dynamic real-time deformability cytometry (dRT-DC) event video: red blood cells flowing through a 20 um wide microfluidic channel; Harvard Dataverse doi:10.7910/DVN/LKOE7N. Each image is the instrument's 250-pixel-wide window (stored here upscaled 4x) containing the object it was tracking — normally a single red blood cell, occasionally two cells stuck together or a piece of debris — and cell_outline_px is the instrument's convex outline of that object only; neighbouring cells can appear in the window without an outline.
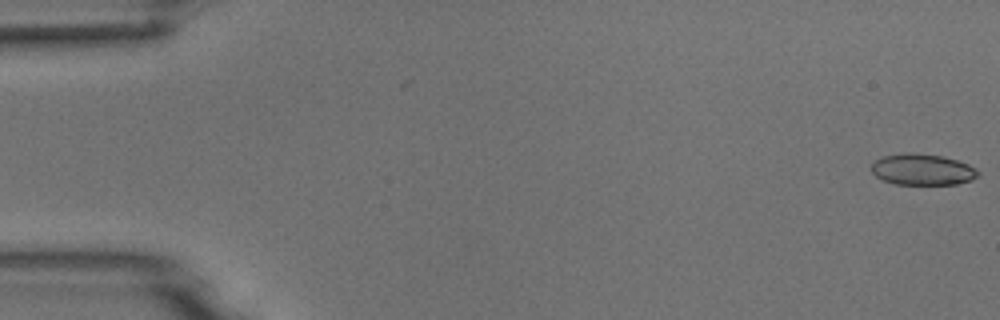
{"species": "common noctule bat (a hibernating species)", "species_latin": "Nyctalus noctula", "temperature_condition": "room temperature", "stored_images_in_passage": 5, "camera_frame_rate_fps": 3000, "um_per_image_px": 0.085, "animal": {"sex": "male", "body_mass_g": 18.8}, "frame": {"image": 1, "passage_image": 1, "time_ms": 0.0, "image_size_px": [1000, 320], "cell_outline_px": [[980, 176], [972, 180], [956, 184], [896, 184], [880, 180], [872, 172], [872, 164], [876, 160], [884, 156], [904, 152], [912, 152], [944, 156], [968, 164], [976, 168], [980, 172]], "centroid_in_image_um": [78.43, 14.41], "position_along_channel_um": 6.6, "area_um2": 19.59}}
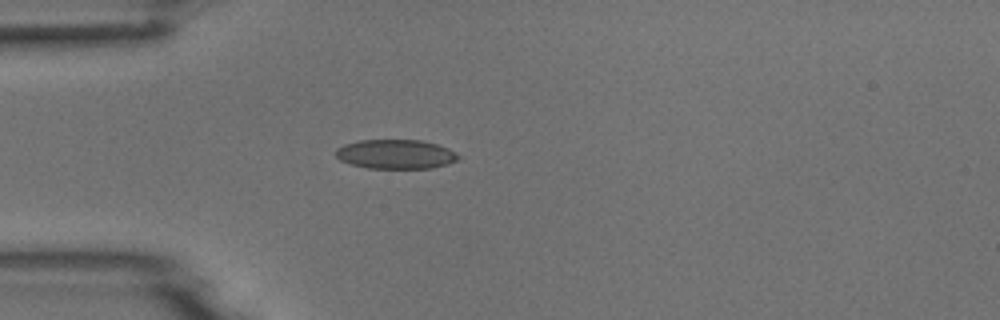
{"frame": {"image": 2, "passage_image": 5, "time_ms": 1.333, "image_size_px": [1000, 320], "cell_outline_px": [[460, 156], [456, 160], [448, 164], [432, 168], [368, 168], [352, 164], [340, 160], [336, 156], [336, 148], [344, 144], [360, 140], [420, 140], [436, 144], [448, 148], [456, 152]], "centroid_in_image_um": [33.64, 13.1], "position_along_channel_um": 51.4, "area_um2": 20.87}}